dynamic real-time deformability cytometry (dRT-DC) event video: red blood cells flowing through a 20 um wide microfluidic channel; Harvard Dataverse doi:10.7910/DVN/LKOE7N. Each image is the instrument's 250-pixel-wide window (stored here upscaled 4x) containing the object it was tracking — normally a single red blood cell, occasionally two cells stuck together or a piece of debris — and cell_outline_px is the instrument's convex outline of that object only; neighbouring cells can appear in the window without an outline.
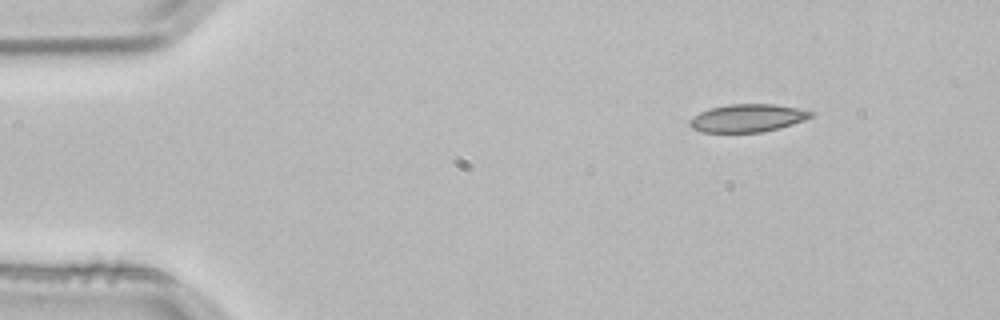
{"species": "common noctule bat (a hibernating species)", "species_latin": "Nyctalus noctula", "temperature_condition": "room temperature", "stored_images_in_passage": 3, "camera_frame_rate_fps": 3000, "um_per_image_px": 0.085, "animal": {"sex": "male", "body_mass_g": 21.5, "forearm_length_mm": 52.0}, "frame": {"image": 1, "passage_image": 3, "time_ms": 0.667, "image_size_px": [1000, 320], "cell_outline_px": [[816, 116], [780, 128], [764, 132], [704, 132], [692, 128], [688, 124], [688, 120], [692, 116], [700, 112], [712, 108], [728, 104], [772, 104], [796, 108], [816, 112]], "centroid_in_image_um": [63.56, 10.04], "position_along_channel_um": 21.4, "area_um2": 19.77}}